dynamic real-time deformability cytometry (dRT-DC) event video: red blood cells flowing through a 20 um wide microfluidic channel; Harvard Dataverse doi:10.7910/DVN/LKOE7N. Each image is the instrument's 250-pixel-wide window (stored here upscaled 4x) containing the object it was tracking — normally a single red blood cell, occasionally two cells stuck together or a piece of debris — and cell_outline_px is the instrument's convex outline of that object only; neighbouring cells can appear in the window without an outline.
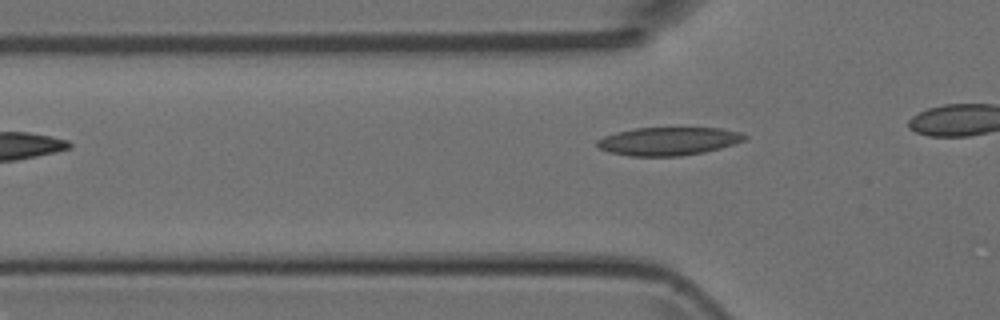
{"species": "Egyptian fruit bat (a non-hibernating species)", "species_latin": "Rousettus aegyptiacus", "temperature_condition": "room temperature", "stored_images_in_passage": 4, "camera_frame_rate_fps": 3000, "um_per_image_px": 0.085, "animal": {"sex": "female"}, "frame": {"image": 1, "passage_image": 4, "time_ms": 3.667, "image_size_px": [1000, 320], "cell_outline_px": [[748, 136], [744, 140], [720, 148], [704, 152], [680, 156], [628, 156], [608, 152], [600, 148], [596, 144], [596, 140], [604, 136], [616, 132], [632, 128], [720, 128], [740, 132]], "centroid_in_image_um": [56.78, 12.0], "position_along_channel_um": 69.0, "area_um2": 24.22}}